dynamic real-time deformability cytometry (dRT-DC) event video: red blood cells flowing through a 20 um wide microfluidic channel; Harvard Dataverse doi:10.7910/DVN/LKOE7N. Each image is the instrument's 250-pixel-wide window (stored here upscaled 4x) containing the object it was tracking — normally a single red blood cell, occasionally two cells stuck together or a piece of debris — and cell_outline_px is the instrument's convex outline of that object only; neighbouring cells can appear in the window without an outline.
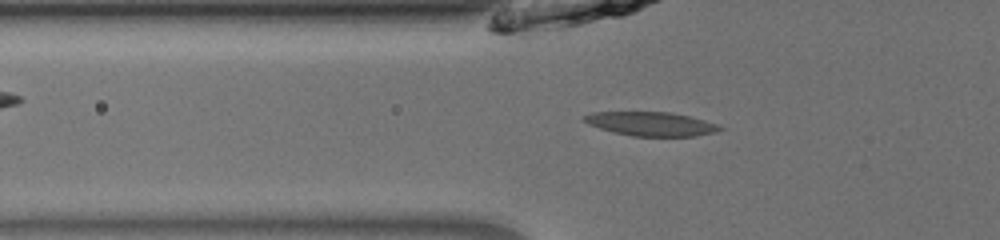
{"species": "common noctule bat (a hibernating species)", "species_latin": "Nyctalus noctula", "temperature_condition": "room temperature", "stored_images_in_passage": 33, "camera_frame_rate_fps": 3000, "um_per_image_px": 0.085, "animal": {"sex": "male", "body_mass_g": 13.0, "forearm_length_mm": 53.1}, "frame": {"image": 1, "passage_image": 3, "time_ms": 0.667, "image_size_px": [1000, 240], "cell_outline_px": [[724, 128], [716, 132], [696, 136], [632, 136], [600, 128], [588, 124], [580, 120], [580, 116], [592, 112], [668, 112], [688, 116], [704, 120], [716, 124]], "centroid_in_image_um": [55.29, 10.52], "position_along_channel_um": 70.5, "area_um2": 18.9}}
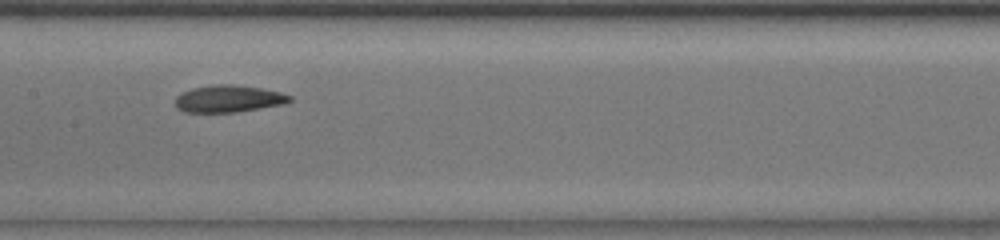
{"frame": {"image": 2, "passage_image": 12, "time_ms": 3.667, "image_size_px": [1000, 240], "cell_outline_px": [[292, 100], [284, 104], [236, 112], [184, 112], [176, 108], [176, 96], [180, 92], [192, 88], [216, 84], [232, 84], [260, 88], [280, 92], [292, 96]], "centroid_in_image_um": [19.41, 8.39], "position_along_channel_um": 188.0, "area_um2": 18.09}}
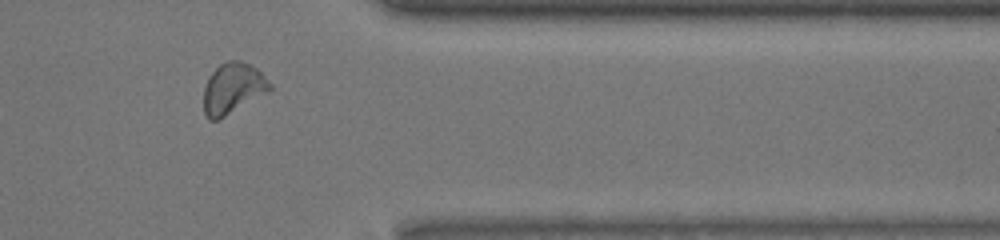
{"frame": {"image": 3, "passage_image": 28, "time_ms": 9.0, "image_size_px": [1000, 240], "cell_outline_px": [[272, 88], [268, 92], [224, 116], [216, 120], [208, 120], [204, 112], [204, 88], [208, 76], [220, 64], [228, 60], [240, 60], [256, 68], [272, 84]], "centroid_in_image_um": [19.78, 7.5], "position_along_channel_um": 391.6, "area_um2": 19.36}}